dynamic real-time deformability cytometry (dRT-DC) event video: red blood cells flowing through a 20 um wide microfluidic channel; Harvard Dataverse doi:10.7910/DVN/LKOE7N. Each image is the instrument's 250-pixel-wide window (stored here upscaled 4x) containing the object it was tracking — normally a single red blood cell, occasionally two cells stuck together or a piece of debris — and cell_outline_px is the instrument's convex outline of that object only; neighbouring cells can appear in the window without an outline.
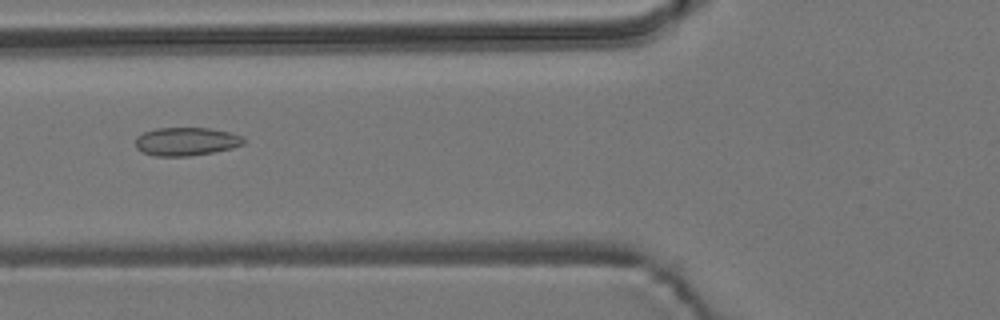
{"species": "common noctule bat (a hibernating species)", "species_latin": "Nyctalus noctula", "temperature_condition": "room temperature", "stored_images_in_passage": 45, "camera_frame_rate_fps": 3000, "um_per_image_px": 0.085, "animal": {"sex": "male", "body_mass_g": 19.2, "forearm_length_mm": 51.8}, "frame": {"image": 1, "passage_image": 11, "time_ms": 3.333, "image_size_px": [1000, 320], "cell_outline_px": [[248, 140], [244, 144], [232, 148], [212, 152], [188, 156], [156, 156], [144, 152], [136, 148], [136, 136], [144, 132], [156, 128], [208, 128], [228, 132], [244, 136]], "centroid_in_image_um": [15.86, 12.02], "position_along_channel_um": 109.9, "area_um2": 17.86}}
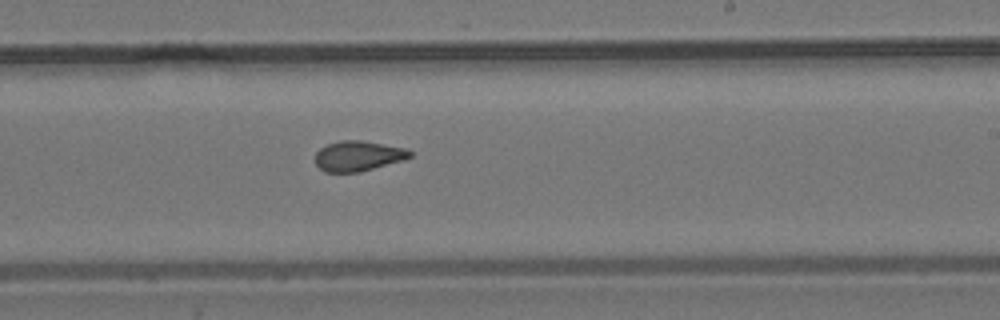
{"frame": {"image": 2, "passage_image": 23, "time_ms": 7.333, "image_size_px": [1000, 320], "cell_outline_px": [[412, 156], [404, 160], [360, 172], [324, 172], [316, 164], [316, 152], [320, 148], [328, 144], [340, 140], [360, 140], [408, 148], [412, 152]], "centroid_in_image_um": [30.47, 13.25], "position_along_channel_um": 258.5, "area_um2": 16.76}}
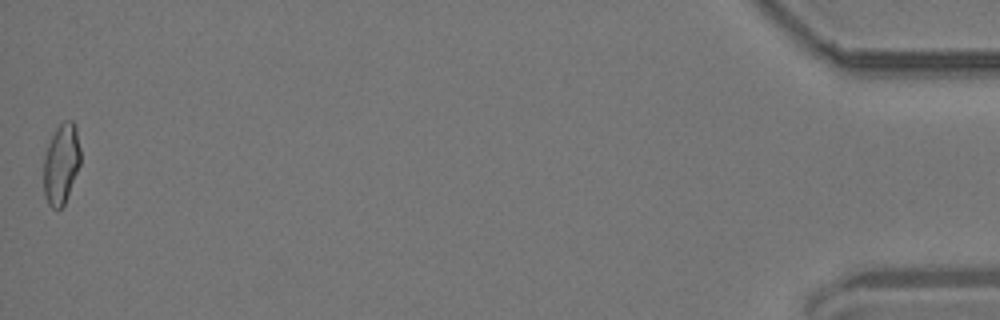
{"frame": {"image": 3, "passage_image": 45, "time_ms": 14.667, "image_size_px": [1000, 320], "cell_outline_px": [[80, 164], [64, 204], [60, 208], [52, 208], [48, 204], [44, 196], [44, 156], [48, 144], [56, 128], [64, 120], [72, 120], [76, 128], [80, 148]], "centroid_in_image_um": [5.2, 13.91], "position_along_channel_um": 430.0, "area_um2": 17.11}, "authors_computed_cell_mechanics": {"area_um2": 17.1088, "velocity_mm_per_s": 3.7146, "shape_relaxation_time_tau1_ms": null, "shape_relaxation_time_tau2_ms": 2.3482, "deformation_change_tau1": null, "deformation_change_tau2": 0.091}}